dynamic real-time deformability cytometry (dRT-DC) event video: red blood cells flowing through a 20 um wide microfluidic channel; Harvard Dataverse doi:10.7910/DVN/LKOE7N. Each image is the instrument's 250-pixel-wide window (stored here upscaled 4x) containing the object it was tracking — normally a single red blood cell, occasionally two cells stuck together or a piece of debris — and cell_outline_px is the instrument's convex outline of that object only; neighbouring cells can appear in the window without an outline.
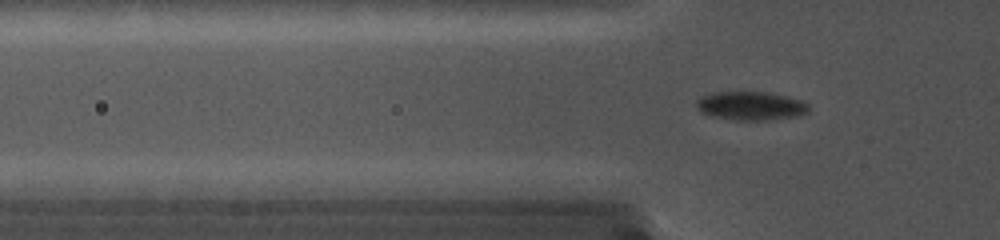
{"species": "common noctule bat (a hibernating species)", "species_latin": "Nyctalus noctula", "temperature_condition": "cold", "stored_images_in_passage": 84, "camera_frame_rate_fps": 5000, "um_per_image_px": 0.085, "animal": {"sex": "female", "body_mass_g": 19.0, "forearm_length_mm": 56.7}, "frame": {"image": 1, "passage_image": 29, "time_ms": 5.6, "image_size_px": [1000, 240], "cell_outline_px": [[808, 112], [800, 116], [764, 120], [736, 120], [712, 116], [700, 112], [696, 108], [696, 100], [704, 96], [716, 92], [764, 92], [784, 96], [800, 100], [808, 104]], "centroid_in_image_um": [63.8, 9.01], "position_along_channel_um": 62.0, "area_um2": 18.55}}
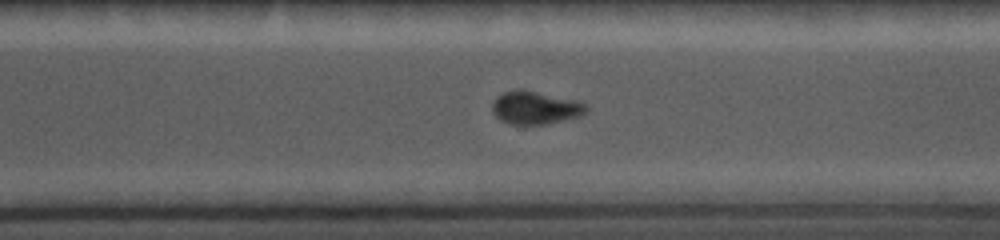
{"frame": {"image": 2, "passage_image": 64, "time_ms": 12.6, "image_size_px": [1000, 240], "cell_outline_px": [[588, 108], [580, 116], [564, 120], [544, 124], [508, 124], [500, 120], [492, 112], [492, 104], [496, 96], [504, 92], [520, 88], [580, 100]], "centroid_in_image_um": [45.48, 9.14], "position_along_channel_um": 325.1, "area_um2": 18.26}}
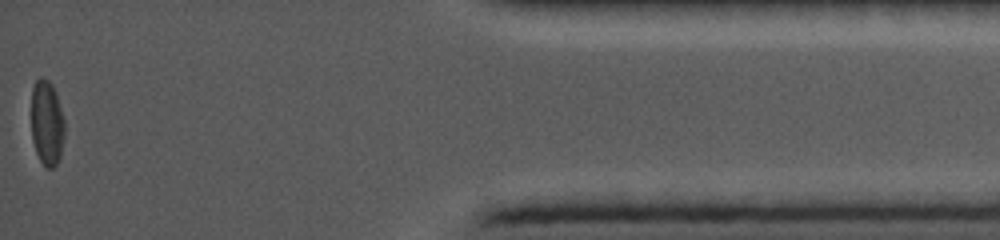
{"frame": {"image": 3, "passage_image": 84, "time_ms": 16.6, "image_size_px": [1000, 240], "cell_outline_px": [[64, 136], [60, 156], [56, 164], [52, 168], [48, 168], [40, 160], [36, 152], [32, 140], [32, 88], [36, 80], [40, 76], [48, 80], [52, 84], [56, 92], [64, 120]], "centroid_in_image_um": [3.99, 10.42], "position_along_channel_um": 431.2, "area_um2": 16.47}}